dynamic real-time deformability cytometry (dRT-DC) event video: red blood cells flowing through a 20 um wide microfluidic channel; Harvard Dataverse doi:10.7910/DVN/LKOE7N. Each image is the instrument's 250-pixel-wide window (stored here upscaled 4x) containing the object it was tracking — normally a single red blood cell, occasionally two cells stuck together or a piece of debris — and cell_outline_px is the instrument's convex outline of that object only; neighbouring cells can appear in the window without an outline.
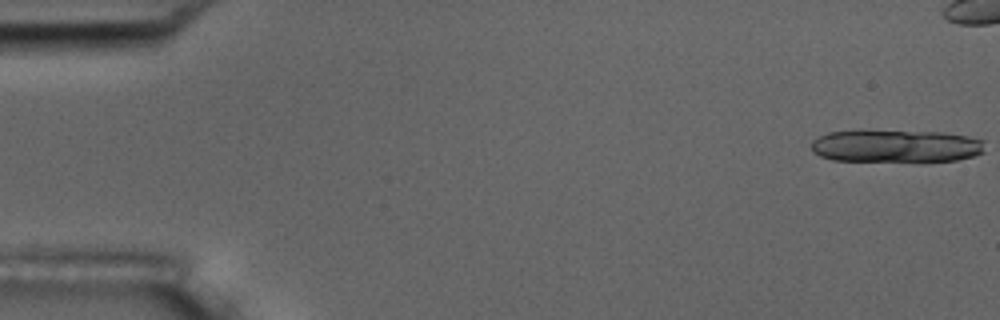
{"species": "common noctule bat (a hibernating species)", "species_latin": "Nyctalus noctula", "temperature_condition": "room temperature", "stored_images_in_passage": 6, "camera_frame_rate_fps": 3000, "um_per_image_px": 0.085, "animal": {"sex": "male", "body_mass_g": 17.5, "forearm_length_mm": 52.3}, "frame": {"image": 1, "passage_image": 1, "time_ms": 0.0, "image_size_px": [1000, 320], "cell_outline_px": [[984, 152], [976, 156], [956, 160], [832, 160], [820, 156], [812, 152], [812, 140], [828, 132], [856, 128], [944, 132], [968, 136], [984, 140]], "centroid_in_image_um": [76.12, 12.35], "position_along_channel_um": 8.9, "area_um2": 33.81}}
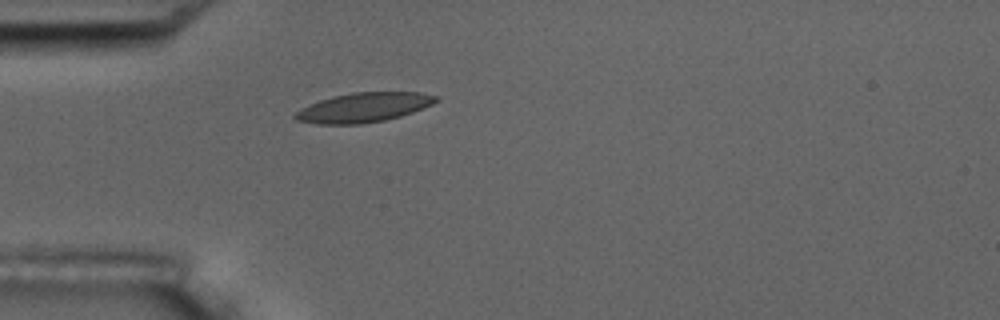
{"frame": {"image": 2, "passage_image": 6, "time_ms": 6.667, "image_size_px": [1000, 320], "cell_outline_px": [[440, 100], [432, 104], [412, 112], [400, 116], [384, 120], [360, 124], [316, 124], [296, 120], [292, 116], [300, 108], [320, 100], [332, 96], [352, 92], [420, 92], [440, 96]], "centroid_in_image_um": [30.91, 9.13], "position_along_channel_um": 54.1, "area_um2": 24.28}}